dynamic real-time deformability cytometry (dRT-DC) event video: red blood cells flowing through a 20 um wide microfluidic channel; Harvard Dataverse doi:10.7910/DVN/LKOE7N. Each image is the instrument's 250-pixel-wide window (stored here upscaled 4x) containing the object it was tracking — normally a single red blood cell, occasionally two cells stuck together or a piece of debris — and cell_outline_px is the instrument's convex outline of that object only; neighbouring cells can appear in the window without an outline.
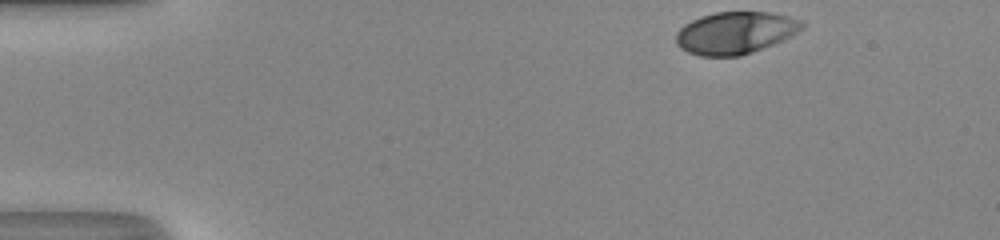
{"species": "human", "species_latin": "Homo sapiens", "temperature_condition": "room temperature", "stored_images_in_passage": 36, "camera_frame_rate_fps": 3000, "um_per_image_px": 0.085, "donor": {"sex": "male"}, "frame": {"image": 1, "passage_image": 1, "time_ms": 0.0, "image_size_px": [1000, 240], "cell_outline_px": [[804, 28], [772, 44], [752, 52], [740, 56], [700, 56], [688, 52], [680, 48], [676, 44], [676, 32], [684, 24], [700, 16], [716, 12], [768, 12], [788, 16], [804, 20]], "centroid_in_image_um": [62.47, 2.78], "position_along_channel_um": 22.5, "area_um2": 30.87}}
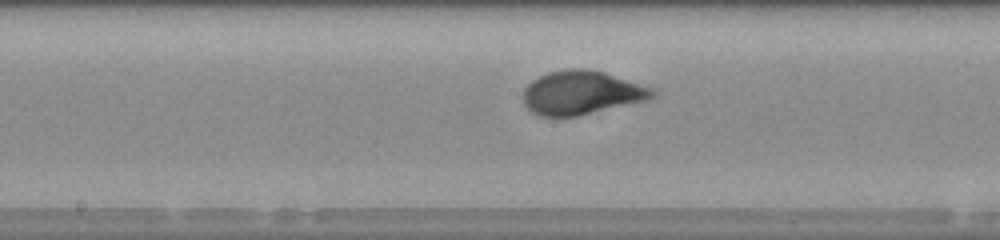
{"frame": {"image": 2, "passage_image": 21, "time_ms": 6.667, "image_size_px": [1000, 240], "cell_outline_px": [[656, 96], [648, 100], [576, 116], [540, 116], [532, 112], [524, 104], [524, 88], [532, 80], [548, 72], [572, 68], [584, 68], [604, 72], [656, 88]], "centroid_in_image_um": [49.47, 7.87], "position_along_channel_um": 198.7, "area_um2": 33.0}}
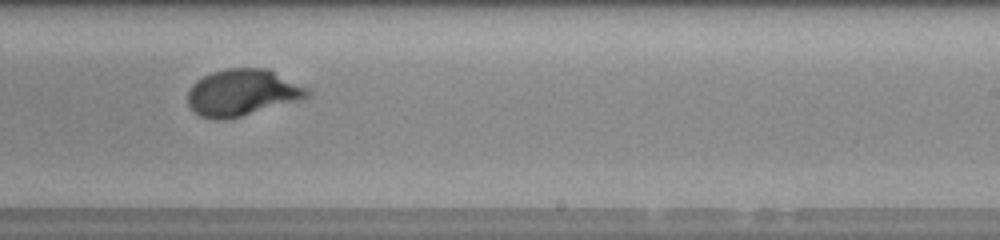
{"frame": {"image": 3, "passage_image": 26, "time_ms": 8.333, "image_size_px": [1000, 240], "cell_outline_px": [[312, 92], [308, 96], [300, 100], [240, 116], [224, 120], [212, 120], [200, 116], [188, 104], [188, 92], [192, 84], [196, 80], [212, 72], [228, 68], [268, 68], [308, 88]], "centroid_in_image_um": [20.59, 7.86], "position_along_channel_um": 268.4, "area_um2": 32.43}, "authors_computed_cell_mechanics": {"area_um2": 32.2524, "velocity_mm_per_s": 4.1922, "shape_relaxation_time_tau1_ms": 3.2785, "shape_relaxation_time_tau2_ms": null, "deformation_change_tau1": 0.1933, "deformation_change_tau2": null}}